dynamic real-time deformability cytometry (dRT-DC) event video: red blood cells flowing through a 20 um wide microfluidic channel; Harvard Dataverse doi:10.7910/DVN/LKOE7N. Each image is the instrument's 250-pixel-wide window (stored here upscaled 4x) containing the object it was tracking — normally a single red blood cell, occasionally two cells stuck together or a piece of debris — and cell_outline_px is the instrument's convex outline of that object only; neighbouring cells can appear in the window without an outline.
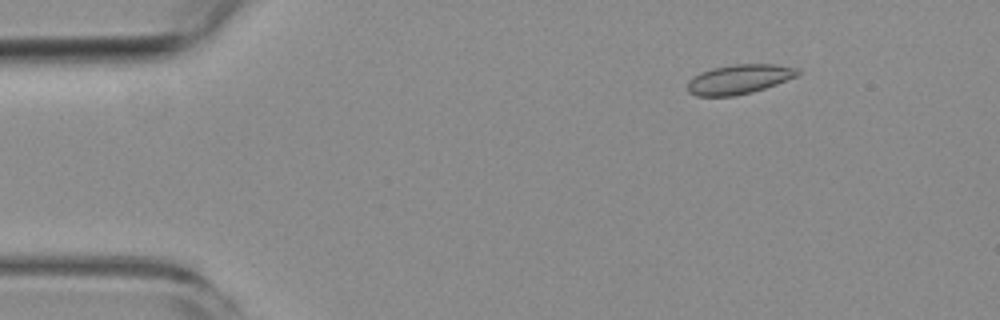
{"species": "common noctule bat (a hibernating species)", "species_latin": "Nyctalus noctula", "temperature_condition": "room temperature", "stored_images_in_passage": 8, "camera_frame_rate_fps": 3000, "um_per_image_px": 0.085, "animal": {"sex": "female", "body_mass_g": 19.3, "forearm_length_mm": 54.1}, "frame": {"image": 1, "passage_image": 3, "time_ms": 2.333, "image_size_px": [1000, 320], "cell_outline_px": [[800, 72], [796, 76], [776, 84], [752, 92], [732, 96], [696, 96], [688, 92], [688, 80], [692, 76], [700, 72], [712, 68], [736, 64], [772, 64], [796, 68]], "centroid_in_image_um": [62.77, 6.74], "position_along_channel_um": 22.2, "area_um2": 18.79}}
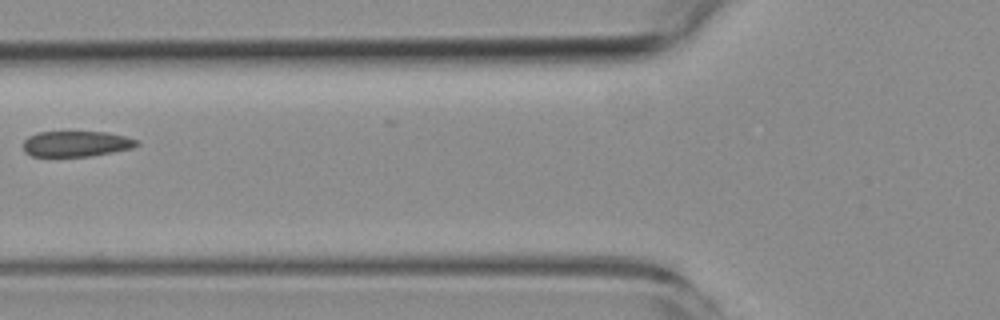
{"frame": {"image": 2, "passage_image": 7, "time_ms": 7.0, "image_size_px": [1000, 320], "cell_outline_px": [[140, 144], [132, 148], [112, 152], [88, 156], [32, 156], [24, 152], [24, 140], [28, 136], [36, 132], [108, 132], [140, 140]], "centroid_in_image_um": [6.49, 12.21], "position_along_channel_um": 119.3, "area_um2": 16.99}}
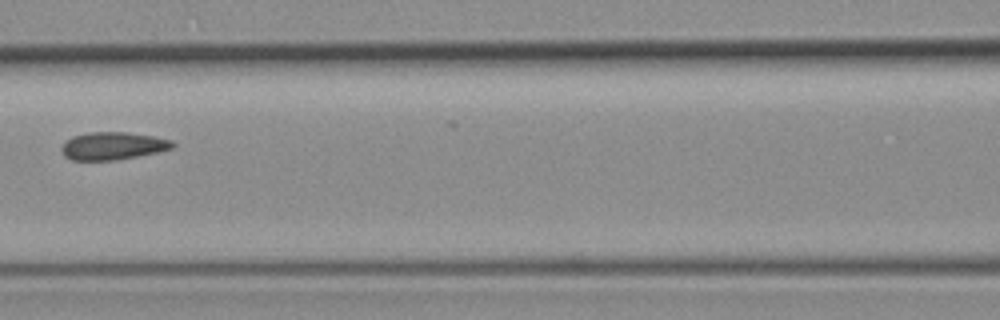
{"frame": {"image": 3, "passage_image": 8, "time_ms": 8.0, "image_size_px": [1000, 320], "cell_outline_px": [[176, 144], [172, 148], [156, 152], [136, 156], [112, 160], [72, 160], [64, 156], [60, 152], [60, 148], [64, 140], [72, 136], [88, 132], [128, 132], [152, 136], [172, 140]], "centroid_in_image_um": [9.52, 12.39], "position_along_channel_um": 157.1, "area_um2": 17.98}}